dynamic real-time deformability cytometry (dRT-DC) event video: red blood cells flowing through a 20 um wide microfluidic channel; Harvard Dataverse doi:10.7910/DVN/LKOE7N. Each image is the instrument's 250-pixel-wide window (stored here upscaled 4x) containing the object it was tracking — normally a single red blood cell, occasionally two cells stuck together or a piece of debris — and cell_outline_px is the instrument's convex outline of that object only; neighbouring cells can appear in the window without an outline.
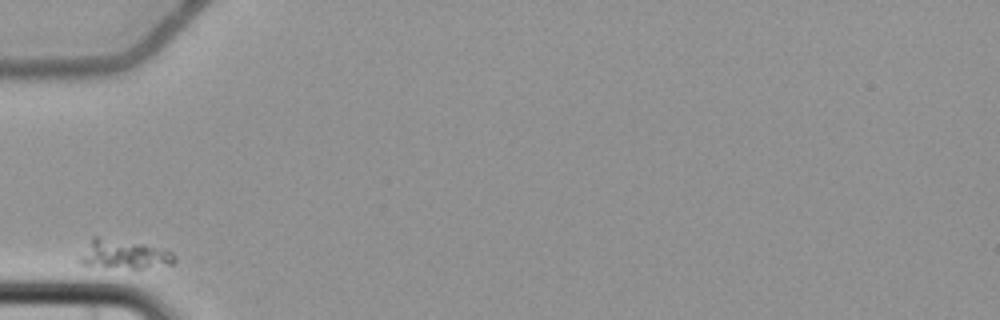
{"species": "common noctule bat (a hibernating species)", "species_latin": "Nyctalus noctula", "temperature_condition": "cold", "stored_images_in_passage": 4, "camera_frame_rate_fps": 3000, "um_per_image_px": 0.085, "animal": {"sex": "female", "body_mass_g": 22.7, "forearm_length_mm": 54.2}, "frame": {"image": 1, "passage_image": 1, "time_ms": 0.0, "image_size_px": [1000, 320], "cell_outline_px": [[176, 260], [172, 264], [144, 268], [104, 268], [80, 264], [76, 260], [92, 236], [96, 236], [164, 248], [172, 252], [176, 256]], "centroid_in_image_um": [10.48, 21.64], "position_along_channel_um": 74.5, "area_um2": 16.36}}
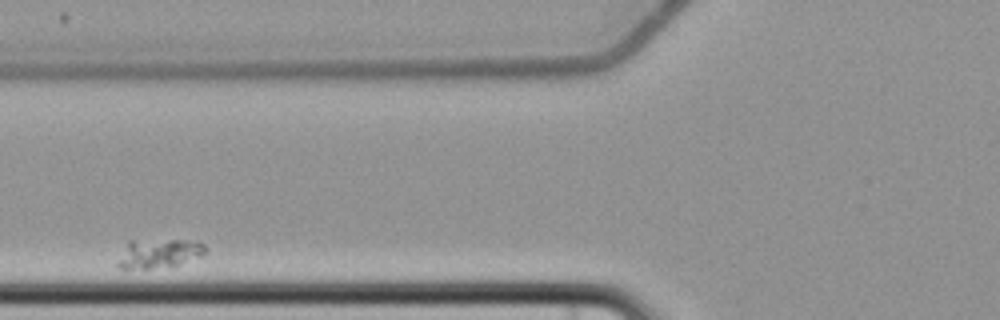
{"frame": {"image": 2, "passage_image": 2, "time_ms": 1.333, "image_size_px": [1000, 320], "cell_outline_px": [[208, 252], [200, 256], [176, 264], [148, 268], [120, 268], [116, 264], [128, 240], [184, 240], [204, 244], [208, 248]], "centroid_in_image_um": [13.5, 21.51], "position_along_channel_um": 112.3, "area_um2": 14.45}}
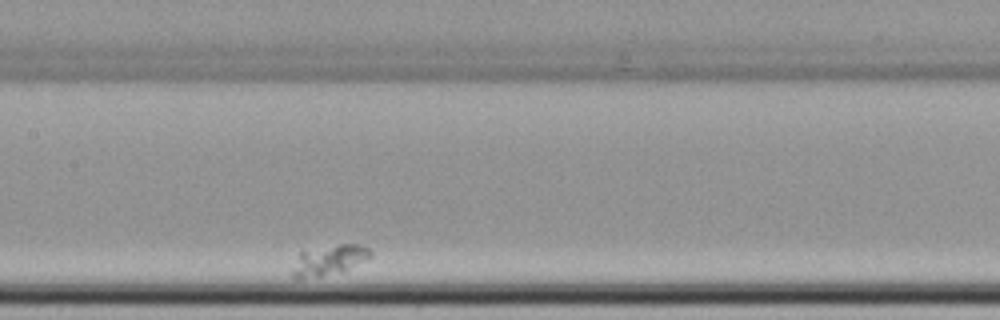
{"frame": {"image": 3, "passage_image": 4, "time_ms": 3.667, "image_size_px": [1000, 320], "cell_outline_px": [[372, 256], [344, 272], [320, 276], [292, 276], [292, 272], [300, 248], [340, 244], [356, 244], [368, 248], [372, 252]], "centroid_in_image_um": [27.98, 22.05], "position_along_channel_um": 179.4, "area_um2": 13.87}}